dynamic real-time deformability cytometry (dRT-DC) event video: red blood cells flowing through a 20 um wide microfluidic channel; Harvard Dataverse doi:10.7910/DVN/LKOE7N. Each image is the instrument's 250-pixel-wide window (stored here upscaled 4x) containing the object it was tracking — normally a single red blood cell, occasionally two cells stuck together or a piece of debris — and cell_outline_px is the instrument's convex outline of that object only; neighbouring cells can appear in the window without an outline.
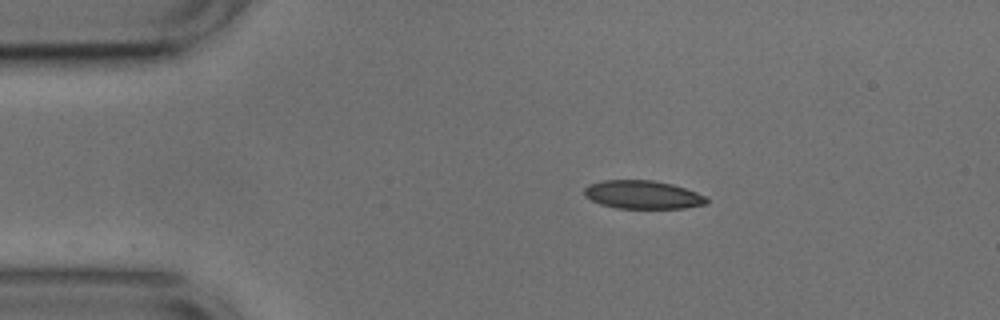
{"species": "common noctule bat (a hibernating species)", "species_latin": "Nyctalus noctula", "temperature_condition": "cold", "stored_images_in_passage": 21, "camera_frame_rate_fps": 3000, "um_per_image_px": 0.085, "animal": {"sex": "male", "body_mass_g": 17.9, "forearm_length_mm": 54.2}, "frame": {"image": 1, "passage_image": 1, "time_ms": 0.0, "image_size_px": [1000, 320], "cell_outline_px": [[708, 204], [684, 208], [616, 208], [600, 204], [584, 196], [584, 188], [588, 184], [604, 180], [652, 180], [672, 184], [696, 192], [704, 196], [708, 200]], "centroid_in_image_um": [54.61, 16.55], "position_along_channel_um": 30.4, "area_um2": 20.17}}
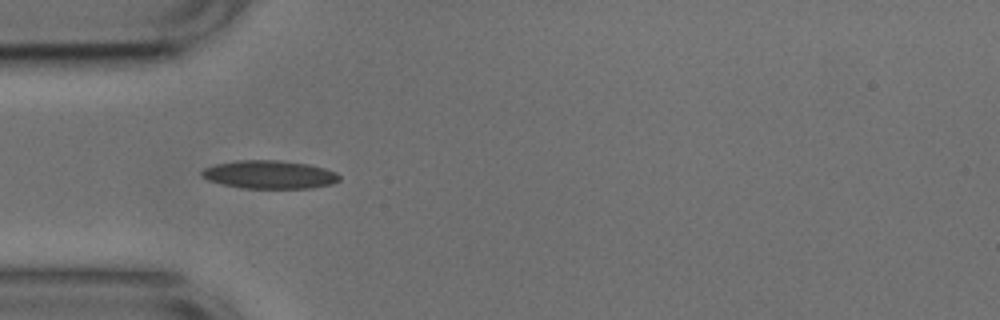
{"frame": {"image": 2, "passage_image": 7, "time_ms": 2.0, "image_size_px": [1000, 320], "cell_outline_px": [[340, 180], [332, 184], [312, 188], [240, 188], [208, 180], [200, 176], [200, 172], [204, 168], [216, 164], [236, 160], [280, 160], [308, 164], [324, 168], [336, 172], [340, 176]], "centroid_in_image_um": [22.9, 14.84], "position_along_channel_um": 62.1, "area_um2": 22.72}}